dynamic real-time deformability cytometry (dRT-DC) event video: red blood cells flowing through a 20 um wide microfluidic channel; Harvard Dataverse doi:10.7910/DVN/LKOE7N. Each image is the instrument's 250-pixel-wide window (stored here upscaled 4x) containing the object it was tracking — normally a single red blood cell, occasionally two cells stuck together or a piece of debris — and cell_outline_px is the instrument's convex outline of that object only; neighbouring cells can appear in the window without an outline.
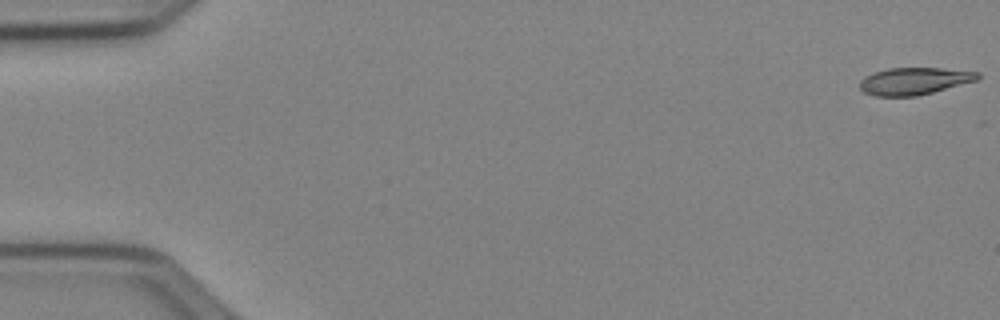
{"species": "Egyptian fruit bat (a non-hibernating species)", "species_latin": "Rousettus aegyptiacus", "temperature_condition": "cold", "stored_images_in_passage": 15, "camera_frame_rate_fps": 3000, "um_per_image_px": 0.085, "animal": {"sex": "female"}, "frame": {"image": 1, "passage_image": 1, "time_ms": 0.0, "image_size_px": [1000, 320], "cell_outline_px": [[980, 76], [976, 80], [932, 92], [916, 96], [876, 96], [864, 92], [860, 88], [860, 80], [864, 76], [888, 68], [940, 68], [980, 72]], "centroid_in_image_um": [77.69, 6.88], "position_along_channel_um": 7.3, "area_um2": 18.44}}
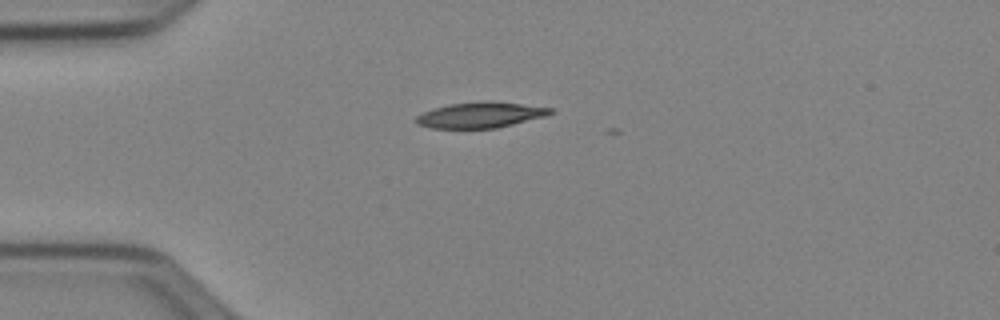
{"frame": {"image": 2, "passage_image": 14, "time_ms": 4.333, "image_size_px": [1000, 320], "cell_outline_px": [[556, 112], [548, 116], [496, 128], [432, 128], [416, 124], [412, 120], [416, 116], [432, 108], [448, 104], [484, 100], [492, 100], [556, 108]], "centroid_in_image_um": [40.88, 9.75], "position_along_channel_um": 44.1, "area_um2": 20.69}}